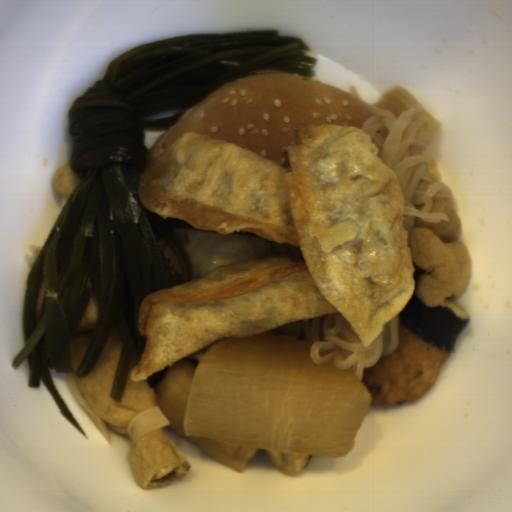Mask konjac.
<instances>
[{
	"label": "konjac",
	"instance_id": "31207f19",
	"mask_svg": "<svg viewBox=\"0 0 512 512\" xmlns=\"http://www.w3.org/2000/svg\"><path fill=\"white\" fill-rule=\"evenodd\" d=\"M360 130L369 135L383 163L395 174L404 197L402 224L407 237L415 219L438 222L448 220L444 213L430 212L434 200L451 197V190L427 170L424 152L428 140L441 124L421 105L410 90L396 85L382 95Z\"/></svg>",
	"mask_w": 512,
	"mask_h": 512
},
{
	"label": "konjac",
	"instance_id": "f393d4db",
	"mask_svg": "<svg viewBox=\"0 0 512 512\" xmlns=\"http://www.w3.org/2000/svg\"><path fill=\"white\" fill-rule=\"evenodd\" d=\"M399 314L383 325L370 346L358 336L351 322L339 312L280 325L271 331L312 342L309 357L313 363L333 361L339 368H354L362 378L366 369L389 355L399 338Z\"/></svg>",
	"mask_w": 512,
	"mask_h": 512
}]
</instances>
